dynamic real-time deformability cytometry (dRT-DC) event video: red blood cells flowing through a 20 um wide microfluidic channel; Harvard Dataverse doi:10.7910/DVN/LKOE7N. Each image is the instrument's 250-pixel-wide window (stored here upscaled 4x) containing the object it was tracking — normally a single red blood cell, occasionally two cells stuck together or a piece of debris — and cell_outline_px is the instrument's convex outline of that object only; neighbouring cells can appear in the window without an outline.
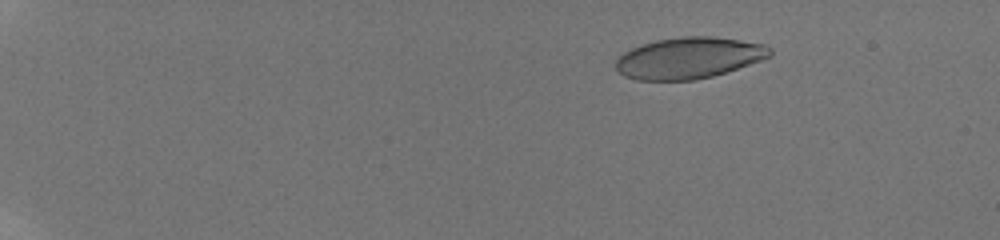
{"species": "human", "species_latin": "Homo sapiens", "temperature_condition": "room temperature", "stored_images_in_passage": 37, "camera_frame_rate_fps": 3000, "um_per_image_px": 0.085, "donor": {"sex": "male"}, "frame": {"image": 1, "passage_image": 9, "time_ms": 3.333, "image_size_px": [1000, 240], "cell_outline_px": [[772, 56], [712, 76], [696, 80], [636, 80], [624, 76], [616, 72], [616, 60], [624, 52], [640, 44], [656, 40], [680, 36], [712, 36], [740, 40], [764, 44], [772, 48]], "centroid_in_image_um": [58.52, 4.92], "position_along_channel_um": 26.5, "area_um2": 37.17}}
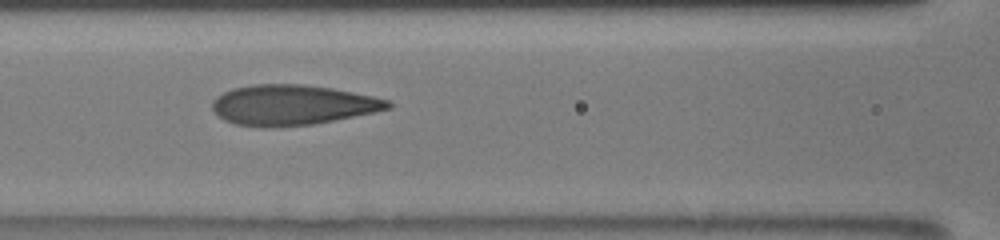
{"frame": {"image": 2, "passage_image": 31, "time_ms": 10.0, "image_size_px": [1000, 240], "cell_outline_px": [[392, 108], [312, 124], [272, 128], [236, 124], [224, 120], [212, 108], [212, 100], [216, 96], [232, 88], [252, 84], [304, 84], [332, 88], [372, 96], [388, 100], [392, 104]], "centroid_in_image_um": [24.81, 8.91], "position_along_channel_um": 141.8, "area_um2": 40.98}}
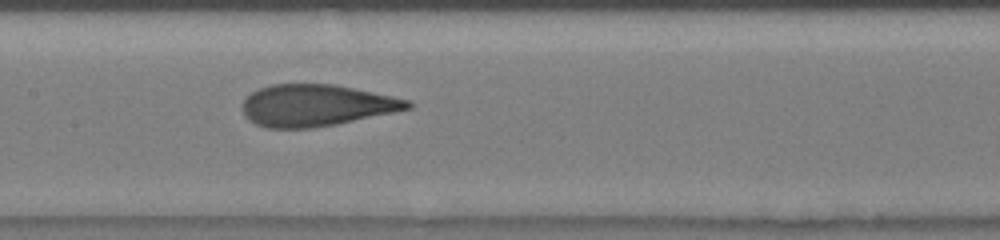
{"frame": {"image": 3, "passage_image": 36, "time_ms": 11.0, "image_size_px": [1000, 240], "cell_outline_px": [[412, 108], [336, 124], [312, 128], [268, 128], [256, 124], [248, 120], [244, 116], [244, 100], [252, 92], [260, 88], [272, 84], [332, 84], [392, 96], [408, 100], [412, 104]], "centroid_in_image_um": [26.85, 8.96], "position_along_channel_um": 180.5, "area_um2": 39.71}}